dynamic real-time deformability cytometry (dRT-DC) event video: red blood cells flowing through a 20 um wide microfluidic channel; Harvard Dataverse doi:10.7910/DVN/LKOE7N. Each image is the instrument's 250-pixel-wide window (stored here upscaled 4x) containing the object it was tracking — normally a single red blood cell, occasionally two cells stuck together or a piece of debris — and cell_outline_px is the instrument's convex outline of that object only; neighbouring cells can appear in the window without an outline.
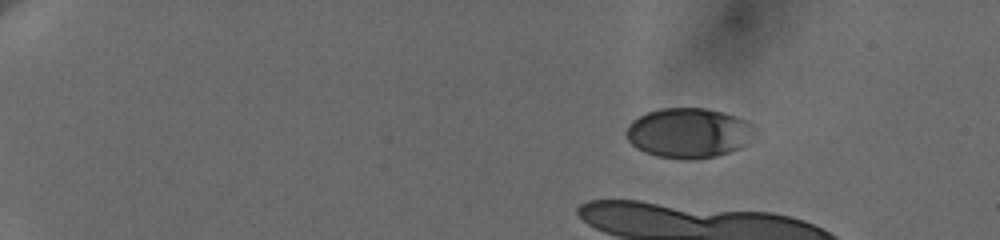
{"species": "human", "species_latin": "Homo sapiens", "temperature_condition": "cold", "stored_images_in_passage": 15, "camera_frame_rate_fps": 3000, "um_per_image_px": 0.085, "donor": {"sex": "female"}, "frame": {"image": 1, "passage_image": 1, "time_ms": 0.0, "image_size_px": [1000, 240], "cell_outline_px": [[744, 144], [740, 148], [716, 156], [692, 160], [680, 160], [656, 156], [644, 152], [632, 144], [628, 140], [624, 132], [628, 124], [632, 120], [648, 112], [660, 108], [704, 108], [724, 112], [736, 116], [744, 120]], "centroid_in_image_um": [58.33, 11.31], "position_along_channel_um": 26.7, "area_um2": 36.36}}